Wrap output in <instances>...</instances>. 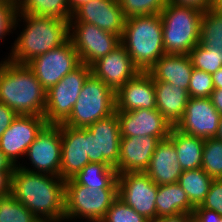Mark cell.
Instances as JSON below:
<instances>
[{"label":"cell","mask_w":222,"mask_h":222,"mask_svg":"<svg viewBox=\"0 0 222 222\" xmlns=\"http://www.w3.org/2000/svg\"><path fill=\"white\" fill-rule=\"evenodd\" d=\"M91 66L81 63L47 90L44 118L47 124H63L70 116Z\"/></svg>","instance_id":"8"},{"label":"cell","mask_w":222,"mask_h":222,"mask_svg":"<svg viewBox=\"0 0 222 222\" xmlns=\"http://www.w3.org/2000/svg\"><path fill=\"white\" fill-rule=\"evenodd\" d=\"M18 13L54 17L69 21L72 12L67 0H16Z\"/></svg>","instance_id":"28"},{"label":"cell","mask_w":222,"mask_h":222,"mask_svg":"<svg viewBox=\"0 0 222 222\" xmlns=\"http://www.w3.org/2000/svg\"><path fill=\"white\" fill-rule=\"evenodd\" d=\"M125 18L160 14L169 0H118Z\"/></svg>","instance_id":"33"},{"label":"cell","mask_w":222,"mask_h":222,"mask_svg":"<svg viewBox=\"0 0 222 222\" xmlns=\"http://www.w3.org/2000/svg\"><path fill=\"white\" fill-rule=\"evenodd\" d=\"M117 197L118 188L87 187L73 178L66 180L64 219L101 222Z\"/></svg>","instance_id":"6"},{"label":"cell","mask_w":222,"mask_h":222,"mask_svg":"<svg viewBox=\"0 0 222 222\" xmlns=\"http://www.w3.org/2000/svg\"><path fill=\"white\" fill-rule=\"evenodd\" d=\"M160 140L150 135L121 137L117 174L145 172Z\"/></svg>","instance_id":"21"},{"label":"cell","mask_w":222,"mask_h":222,"mask_svg":"<svg viewBox=\"0 0 222 222\" xmlns=\"http://www.w3.org/2000/svg\"><path fill=\"white\" fill-rule=\"evenodd\" d=\"M61 149L60 124H46L25 154L32 164V169L24 164H19L18 167L29 172L60 177Z\"/></svg>","instance_id":"11"},{"label":"cell","mask_w":222,"mask_h":222,"mask_svg":"<svg viewBox=\"0 0 222 222\" xmlns=\"http://www.w3.org/2000/svg\"><path fill=\"white\" fill-rule=\"evenodd\" d=\"M101 222H149L138 214L132 207L125 204L118 197L113 201Z\"/></svg>","instance_id":"35"},{"label":"cell","mask_w":222,"mask_h":222,"mask_svg":"<svg viewBox=\"0 0 222 222\" xmlns=\"http://www.w3.org/2000/svg\"><path fill=\"white\" fill-rule=\"evenodd\" d=\"M155 204L157 217H168L180 213L192 214L195 208L177 182L157 185Z\"/></svg>","instance_id":"25"},{"label":"cell","mask_w":222,"mask_h":222,"mask_svg":"<svg viewBox=\"0 0 222 222\" xmlns=\"http://www.w3.org/2000/svg\"><path fill=\"white\" fill-rule=\"evenodd\" d=\"M47 91L27 64L0 62V102L17 115L44 116Z\"/></svg>","instance_id":"3"},{"label":"cell","mask_w":222,"mask_h":222,"mask_svg":"<svg viewBox=\"0 0 222 222\" xmlns=\"http://www.w3.org/2000/svg\"><path fill=\"white\" fill-rule=\"evenodd\" d=\"M210 98L213 106L222 115V89H214Z\"/></svg>","instance_id":"44"},{"label":"cell","mask_w":222,"mask_h":222,"mask_svg":"<svg viewBox=\"0 0 222 222\" xmlns=\"http://www.w3.org/2000/svg\"><path fill=\"white\" fill-rule=\"evenodd\" d=\"M214 89H222V67L212 74Z\"/></svg>","instance_id":"46"},{"label":"cell","mask_w":222,"mask_h":222,"mask_svg":"<svg viewBox=\"0 0 222 222\" xmlns=\"http://www.w3.org/2000/svg\"><path fill=\"white\" fill-rule=\"evenodd\" d=\"M69 40L81 63L91 66L121 44V37L91 23H69Z\"/></svg>","instance_id":"10"},{"label":"cell","mask_w":222,"mask_h":222,"mask_svg":"<svg viewBox=\"0 0 222 222\" xmlns=\"http://www.w3.org/2000/svg\"><path fill=\"white\" fill-rule=\"evenodd\" d=\"M87 154L92 163L117 168L120 153V127L117 112L86 128Z\"/></svg>","instance_id":"9"},{"label":"cell","mask_w":222,"mask_h":222,"mask_svg":"<svg viewBox=\"0 0 222 222\" xmlns=\"http://www.w3.org/2000/svg\"><path fill=\"white\" fill-rule=\"evenodd\" d=\"M21 20L24 28L10 47L8 57L6 55V59L11 62L27 64L35 57L58 48L69 40V21L18 13L15 30Z\"/></svg>","instance_id":"2"},{"label":"cell","mask_w":222,"mask_h":222,"mask_svg":"<svg viewBox=\"0 0 222 222\" xmlns=\"http://www.w3.org/2000/svg\"><path fill=\"white\" fill-rule=\"evenodd\" d=\"M15 166L0 150V172H13Z\"/></svg>","instance_id":"45"},{"label":"cell","mask_w":222,"mask_h":222,"mask_svg":"<svg viewBox=\"0 0 222 222\" xmlns=\"http://www.w3.org/2000/svg\"><path fill=\"white\" fill-rule=\"evenodd\" d=\"M61 166L60 177L66 181L74 178L88 163L86 128H73L60 124Z\"/></svg>","instance_id":"19"},{"label":"cell","mask_w":222,"mask_h":222,"mask_svg":"<svg viewBox=\"0 0 222 222\" xmlns=\"http://www.w3.org/2000/svg\"><path fill=\"white\" fill-rule=\"evenodd\" d=\"M121 44L135 67L148 72L164 54L160 14L129 17L125 20Z\"/></svg>","instance_id":"4"},{"label":"cell","mask_w":222,"mask_h":222,"mask_svg":"<svg viewBox=\"0 0 222 222\" xmlns=\"http://www.w3.org/2000/svg\"><path fill=\"white\" fill-rule=\"evenodd\" d=\"M125 20L118 0H92L75 10L69 23H91L122 37Z\"/></svg>","instance_id":"17"},{"label":"cell","mask_w":222,"mask_h":222,"mask_svg":"<svg viewBox=\"0 0 222 222\" xmlns=\"http://www.w3.org/2000/svg\"><path fill=\"white\" fill-rule=\"evenodd\" d=\"M168 138L174 143L183 171L201 168L205 139L185 134L174 126Z\"/></svg>","instance_id":"26"},{"label":"cell","mask_w":222,"mask_h":222,"mask_svg":"<svg viewBox=\"0 0 222 222\" xmlns=\"http://www.w3.org/2000/svg\"><path fill=\"white\" fill-rule=\"evenodd\" d=\"M16 117L17 114L11 108L0 102V138Z\"/></svg>","instance_id":"40"},{"label":"cell","mask_w":222,"mask_h":222,"mask_svg":"<svg viewBox=\"0 0 222 222\" xmlns=\"http://www.w3.org/2000/svg\"><path fill=\"white\" fill-rule=\"evenodd\" d=\"M117 177V171L112 166L90 162L73 179L87 187L118 188Z\"/></svg>","instance_id":"27"},{"label":"cell","mask_w":222,"mask_h":222,"mask_svg":"<svg viewBox=\"0 0 222 222\" xmlns=\"http://www.w3.org/2000/svg\"><path fill=\"white\" fill-rule=\"evenodd\" d=\"M192 66L209 74H214L222 67V62L219 61L218 55L215 51L207 46L198 43L190 52Z\"/></svg>","instance_id":"34"},{"label":"cell","mask_w":222,"mask_h":222,"mask_svg":"<svg viewBox=\"0 0 222 222\" xmlns=\"http://www.w3.org/2000/svg\"><path fill=\"white\" fill-rule=\"evenodd\" d=\"M117 182L119 199L148 221L157 218V185L145 172L120 173Z\"/></svg>","instance_id":"12"},{"label":"cell","mask_w":222,"mask_h":222,"mask_svg":"<svg viewBox=\"0 0 222 222\" xmlns=\"http://www.w3.org/2000/svg\"><path fill=\"white\" fill-rule=\"evenodd\" d=\"M10 193L41 222H65V181L15 166Z\"/></svg>","instance_id":"1"},{"label":"cell","mask_w":222,"mask_h":222,"mask_svg":"<svg viewBox=\"0 0 222 222\" xmlns=\"http://www.w3.org/2000/svg\"><path fill=\"white\" fill-rule=\"evenodd\" d=\"M169 2L182 6L196 7L205 11L212 7L213 0H169Z\"/></svg>","instance_id":"41"},{"label":"cell","mask_w":222,"mask_h":222,"mask_svg":"<svg viewBox=\"0 0 222 222\" xmlns=\"http://www.w3.org/2000/svg\"><path fill=\"white\" fill-rule=\"evenodd\" d=\"M212 8L222 11V0H213Z\"/></svg>","instance_id":"48"},{"label":"cell","mask_w":222,"mask_h":222,"mask_svg":"<svg viewBox=\"0 0 222 222\" xmlns=\"http://www.w3.org/2000/svg\"><path fill=\"white\" fill-rule=\"evenodd\" d=\"M201 207L216 211L222 216V179L213 180Z\"/></svg>","instance_id":"38"},{"label":"cell","mask_w":222,"mask_h":222,"mask_svg":"<svg viewBox=\"0 0 222 222\" xmlns=\"http://www.w3.org/2000/svg\"><path fill=\"white\" fill-rule=\"evenodd\" d=\"M193 66L189 55L164 54L148 71L154 81H164L188 91Z\"/></svg>","instance_id":"23"},{"label":"cell","mask_w":222,"mask_h":222,"mask_svg":"<svg viewBox=\"0 0 222 222\" xmlns=\"http://www.w3.org/2000/svg\"><path fill=\"white\" fill-rule=\"evenodd\" d=\"M116 110L115 92L91 73L85 81L69 118L68 127L87 128Z\"/></svg>","instance_id":"7"},{"label":"cell","mask_w":222,"mask_h":222,"mask_svg":"<svg viewBox=\"0 0 222 222\" xmlns=\"http://www.w3.org/2000/svg\"><path fill=\"white\" fill-rule=\"evenodd\" d=\"M0 222H41L11 193L0 196Z\"/></svg>","instance_id":"31"},{"label":"cell","mask_w":222,"mask_h":222,"mask_svg":"<svg viewBox=\"0 0 222 222\" xmlns=\"http://www.w3.org/2000/svg\"><path fill=\"white\" fill-rule=\"evenodd\" d=\"M182 172L174 143L169 138L161 140L145 173L156 185H163L178 182Z\"/></svg>","instance_id":"22"},{"label":"cell","mask_w":222,"mask_h":222,"mask_svg":"<svg viewBox=\"0 0 222 222\" xmlns=\"http://www.w3.org/2000/svg\"><path fill=\"white\" fill-rule=\"evenodd\" d=\"M199 43L209 48L222 46V11L212 7L204 11Z\"/></svg>","instance_id":"30"},{"label":"cell","mask_w":222,"mask_h":222,"mask_svg":"<svg viewBox=\"0 0 222 222\" xmlns=\"http://www.w3.org/2000/svg\"><path fill=\"white\" fill-rule=\"evenodd\" d=\"M69 7H70V11L73 13L79 6H81L82 4H86L92 0H67Z\"/></svg>","instance_id":"47"},{"label":"cell","mask_w":222,"mask_h":222,"mask_svg":"<svg viewBox=\"0 0 222 222\" xmlns=\"http://www.w3.org/2000/svg\"><path fill=\"white\" fill-rule=\"evenodd\" d=\"M221 116L210 97H189L184 114L174 127L185 134L210 139L217 135Z\"/></svg>","instance_id":"15"},{"label":"cell","mask_w":222,"mask_h":222,"mask_svg":"<svg viewBox=\"0 0 222 222\" xmlns=\"http://www.w3.org/2000/svg\"><path fill=\"white\" fill-rule=\"evenodd\" d=\"M214 91L212 75L193 67L190 83L188 87V95L192 98L211 97Z\"/></svg>","instance_id":"36"},{"label":"cell","mask_w":222,"mask_h":222,"mask_svg":"<svg viewBox=\"0 0 222 222\" xmlns=\"http://www.w3.org/2000/svg\"><path fill=\"white\" fill-rule=\"evenodd\" d=\"M215 138L222 141V116L219 122L218 132Z\"/></svg>","instance_id":"50"},{"label":"cell","mask_w":222,"mask_h":222,"mask_svg":"<svg viewBox=\"0 0 222 222\" xmlns=\"http://www.w3.org/2000/svg\"><path fill=\"white\" fill-rule=\"evenodd\" d=\"M149 222H193V214L180 213L168 217H157Z\"/></svg>","instance_id":"42"},{"label":"cell","mask_w":222,"mask_h":222,"mask_svg":"<svg viewBox=\"0 0 222 222\" xmlns=\"http://www.w3.org/2000/svg\"><path fill=\"white\" fill-rule=\"evenodd\" d=\"M91 71L115 93L139 72L122 44L95 61Z\"/></svg>","instance_id":"18"},{"label":"cell","mask_w":222,"mask_h":222,"mask_svg":"<svg viewBox=\"0 0 222 222\" xmlns=\"http://www.w3.org/2000/svg\"><path fill=\"white\" fill-rule=\"evenodd\" d=\"M115 96V111L156 109L154 79L149 72L139 71L115 93Z\"/></svg>","instance_id":"20"},{"label":"cell","mask_w":222,"mask_h":222,"mask_svg":"<svg viewBox=\"0 0 222 222\" xmlns=\"http://www.w3.org/2000/svg\"><path fill=\"white\" fill-rule=\"evenodd\" d=\"M211 51H215L218 55L219 61L222 62V46H216L215 48H210Z\"/></svg>","instance_id":"49"},{"label":"cell","mask_w":222,"mask_h":222,"mask_svg":"<svg viewBox=\"0 0 222 222\" xmlns=\"http://www.w3.org/2000/svg\"><path fill=\"white\" fill-rule=\"evenodd\" d=\"M121 137L153 136L160 141L170 135L172 125L157 110L140 108L133 111H116Z\"/></svg>","instance_id":"16"},{"label":"cell","mask_w":222,"mask_h":222,"mask_svg":"<svg viewBox=\"0 0 222 222\" xmlns=\"http://www.w3.org/2000/svg\"><path fill=\"white\" fill-rule=\"evenodd\" d=\"M201 168L213 179H222V141L205 139Z\"/></svg>","instance_id":"32"},{"label":"cell","mask_w":222,"mask_h":222,"mask_svg":"<svg viewBox=\"0 0 222 222\" xmlns=\"http://www.w3.org/2000/svg\"><path fill=\"white\" fill-rule=\"evenodd\" d=\"M80 64L78 53L70 40L27 63L46 91Z\"/></svg>","instance_id":"13"},{"label":"cell","mask_w":222,"mask_h":222,"mask_svg":"<svg viewBox=\"0 0 222 222\" xmlns=\"http://www.w3.org/2000/svg\"><path fill=\"white\" fill-rule=\"evenodd\" d=\"M213 179L202 169L183 171L178 184L186 192L190 203L196 207L202 204L210 190Z\"/></svg>","instance_id":"29"},{"label":"cell","mask_w":222,"mask_h":222,"mask_svg":"<svg viewBox=\"0 0 222 222\" xmlns=\"http://www.w3.org/2000/svg\"><path fill=\"white\" fill-rule=\"evenodd\" d=\"M204 11L168 2L160 13L165 54L188 55L200 42Z\"/></svg>","instance_id":"5"},{"label":"cell","mask_w":222,"mask_h":222,"mask_svg":"<svg viewBox=\"0 0 222 222\" xmlns=\"http://www.w3.org/2000/svg\"><path fill=\"white\" fill-rule=\"evenodd\" d=\"M12 174L13 172H0V196L10 193Z\"/></svg>","instance_id":"43"},{"label":"cell","mask_w":222,"mask_h":222,"mask_svg":"<svg viewBox=\"0 0 222 222\" xmlns=\"http://www.w3.org/2000/svg\"><path fill=\"white\" fill-rule=\"evenodd\" d=\"M192 214L194 222H217L222 217L218 212L205 209L200 205L194 208Z\"/></svg>","instance_id":"39"},{"label":"cell","mask_w":222,"mask_h":222,"mask_svg":"<svg viewBox=\"0 0 222 222\" xmlns=\"http://www.w3.org/2000/svg\"><path fill=\"white\" fill-rule=\"evenodd\" d=\"M156 109L172 126L182 118L189 100L186 89L164 81H154Z\"/></svg>","instance_id":"24"},{"label":"cell","mask_w":222,"mask_h":222,"mask_svg":"<svg viewBox=\"0 0 222 222\" xmlns=\"http://www.w3.org/2000/svg\"><path fill=\"white\" fill-rule=\"evenodd\" d=\"M46 124L44 116L17 115L1 135V152L14 166H18L20 164L18 160L25 157L28 147Z\"/></svg>","instance_id":"14"},{"label":"cell","mask_w":222,"mask_h":222,"mask_svg":"<svg viewBox=\"0 0 222 222\" xmlns=\"http://www.w3.org/2000/svg\"><path fill=\"white\" fill-rule=\"evenodd\" d=\"M17 15L16 0H0V42L6 35H11L9 33H14Z\"/></svg>","instance_id":"37"}]
</instances>
